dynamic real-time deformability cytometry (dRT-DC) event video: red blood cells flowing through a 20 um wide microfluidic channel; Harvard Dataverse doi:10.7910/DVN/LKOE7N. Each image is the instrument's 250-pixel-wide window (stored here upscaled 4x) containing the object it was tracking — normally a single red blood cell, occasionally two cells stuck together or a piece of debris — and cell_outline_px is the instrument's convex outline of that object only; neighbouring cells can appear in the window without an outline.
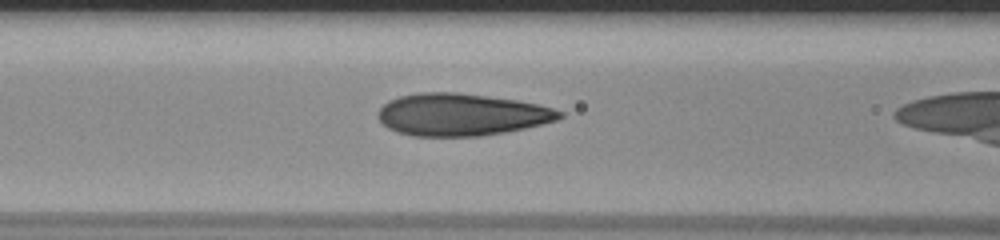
{"species": "human", "species_latin": "Homo sapiens", "temperature_condition": "room temperature", "stored_images_in_passage": 41, "camera_frame_rate_fps": 3000, "um_per_image_px": 0.085, "donor": {"sex": "male"}, "frame": {"image": 1, "passage_image": 20, "time_ms": 6.333, "image_size_px": [1000, 240], "cell_outline_px": [[564, 116], [556, 120], [544, 124], [504, 132], [480, 136], [412, 136], [396, 132], [388, 128], [376, 116], [376, 112], [388, 100], [400, 96], [420, 92], [456, 92], [516, 100], [536, 104], [552, 108], [564, 112]], "centroid_in_image_um": [39.19, 9.74], "position_along_channel_um": 127.4, "area_um2": 44.68}}
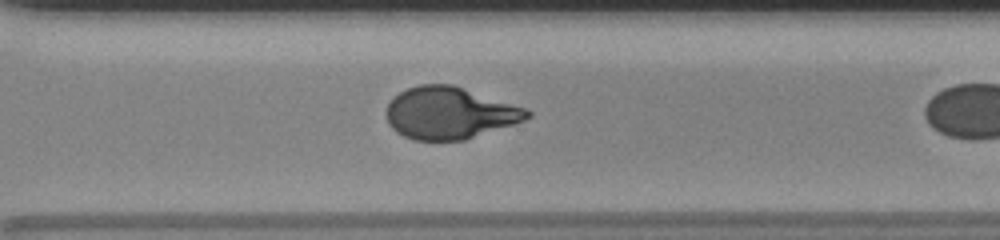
{"frame": {"image": 2, "passage_image": 36, "time_ms": 11.667, "image_size_px": [1000, 240], "cell_outline_px": [[532, 116], [524, 120], [464, 140], [416, 140], [404, 136], [396, 132], [388, 124], [388, 104], [400, 92], [408, 88], [420, 84], [452, 84], [528, 108], [532, 112]], "centroid_in_image_um": [38.25, 9.6], "position_along_channel_um": 332.4, "area_um2": 42.37}}
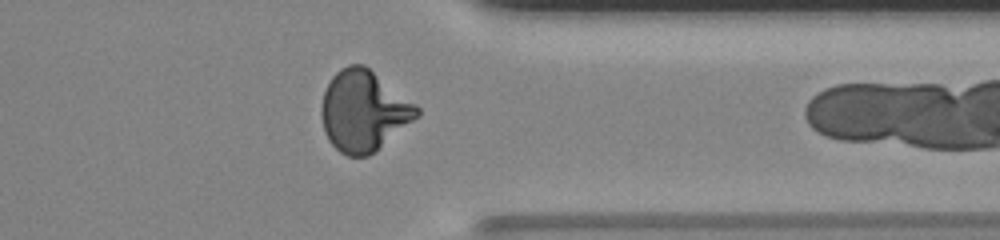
{"frame": {"image": 3, "passage_image": 40, "time_ms": 13.0, "image_size_px": [1000, 240], "cell_outline_px": [[420, 116], [368, 156], [348, 156], [340, 152], [328, 140], [324, 132], [320, 112], [320, 108], [324, 92], [332, 76], [340, 68], [348, 64], [364, 64], [416, 104], [420, 108]], "centroid_in_image_um": [30.9, 9.42], "position_along_channel_um": 380.5, "area_um2": 44.91}}